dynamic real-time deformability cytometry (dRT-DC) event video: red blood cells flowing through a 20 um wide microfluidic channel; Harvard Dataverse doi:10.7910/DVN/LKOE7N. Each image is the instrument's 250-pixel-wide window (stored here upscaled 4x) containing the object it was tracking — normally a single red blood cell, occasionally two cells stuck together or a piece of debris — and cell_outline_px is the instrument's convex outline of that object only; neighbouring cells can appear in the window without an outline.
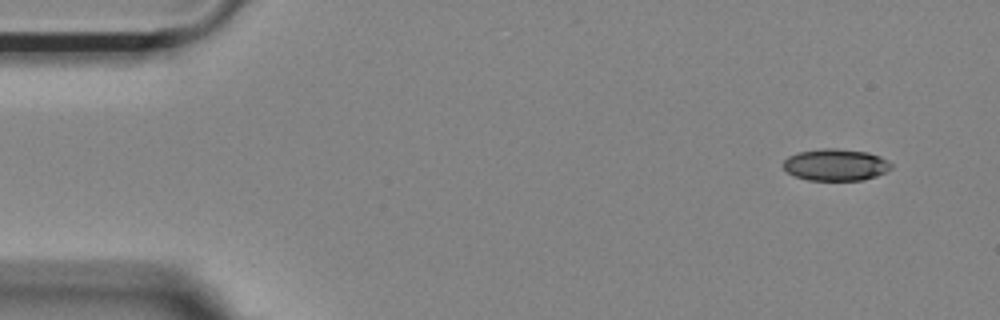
{"species": "Egyptian fruit bat (a non-hibernating species)", "species_latin": "Rousettus aegyptiacus", "temperature_condition": "room temperature", "stored_images_in_passage": 50, "camera_frame_rate_fps": 3000, "um_per_image_px": 0.085, "animal": {"sex": "female"}, "frame": {"image": 1, "passage_image": 1, "time_ms": 0.0, "image_size_px": [1000, 320], "cell_outline_px": [[892, 168], [876, 176], [864, 180], [808, 180], [796, 176], [788, 172], [784, 168], [784, 160], [788, 156], [796, 152], [824, 148], [836, 148], [868, 152], [880, 156], [888, 160], [892, 164]], "centroid_in_image_um": [71.05, 14.0], "position_along_channel_um": 14.0, "area_um2": 20.06}}
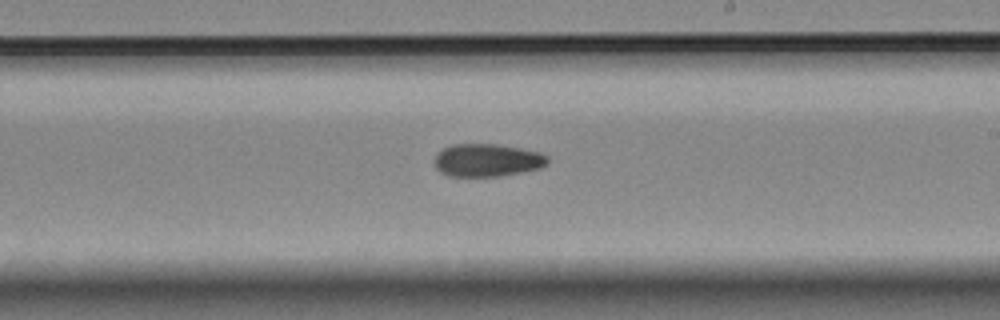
{"frame": {"image": 2, "passage_image": 28, "time_ms": 9.0, "image_size_px": [1000, 320], "cell_outline_px": [[548, 164], [540, 168], [500, 176], [448, 176], [440, 172], [436, 168], [436, 156], [444, 148], [452, 144], [496, 144], [520, 148], [540, 152], [548, 156]], "centroid_in_image_um": [41.44, 13.62], "position_along_channel_um": 247.6, "area_um2": 21.5}}
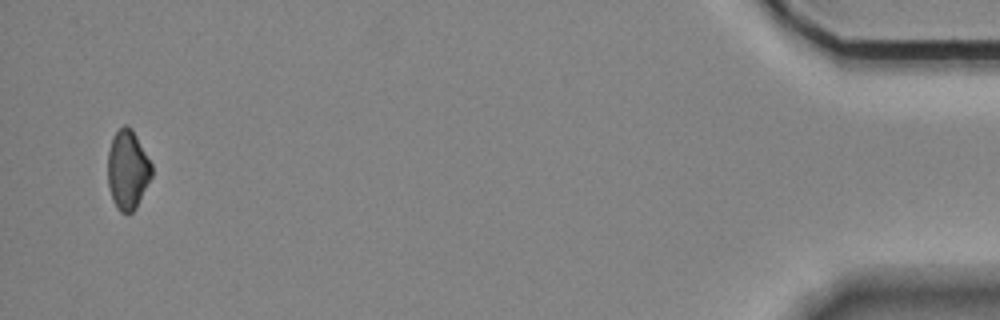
{"frame": {"image": 3, "passage_image": 49, "time_ms": 16.0, "image_size_px": [1000, 320], "cell_outline_px": [[152, 176], [136, 208], [128, 216], [120, 212], [116, 208], [112, 200], [108, 184], [108, 152], [112, 136], [124, 124], [128, 124], [132, 128], [152, 164]], "centroid_in_image_um": [10.84, 14.45], "position_along_channel_um": 424.4, "area_um2": 20.58}}